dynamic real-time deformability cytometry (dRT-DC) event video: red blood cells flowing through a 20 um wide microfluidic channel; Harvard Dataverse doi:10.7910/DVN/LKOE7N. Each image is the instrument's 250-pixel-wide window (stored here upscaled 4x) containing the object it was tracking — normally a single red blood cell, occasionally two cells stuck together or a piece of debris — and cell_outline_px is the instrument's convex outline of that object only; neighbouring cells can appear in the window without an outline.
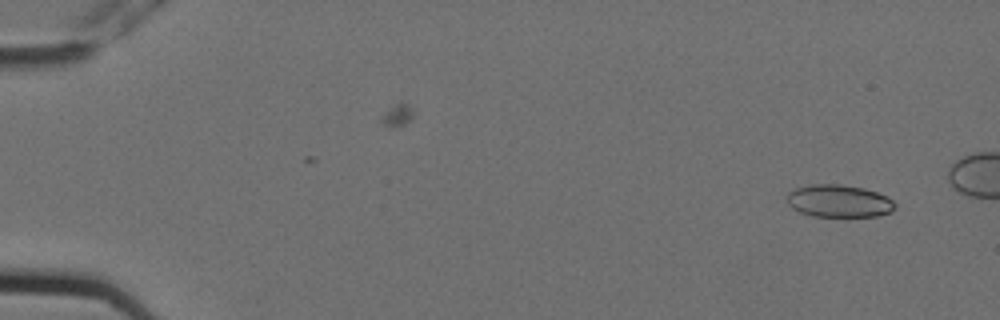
{"species": "Egyptian fruit bat (a non-hibernating species)", "species_latin": "Rousettus aegyptiacus", "temperature_condition": "cold", "stored_images_in_passage": 6, "camera_frame_rate_fps": 3000, "um_per_image_px": 0.085, "animal": {"sex": "female"}, "frame": {"image": 1, "passage_image": 1, "time_ms": 0.0, "image_size_px": [1000, 320], "cell_outline_px": [[896, 208], [892, 212], [876, 216], [812, 216], [800, 212], [792, 208], [788, 204], [788, 192], [796, 188], [812, 184], [840, 184], [864, 188], [876, 192], [892, 200], [896, 204]], "centroid_in_image_um": [71.32, 17.09], "position_along_channel_um": 13.7, "area_um2": 20.4}}
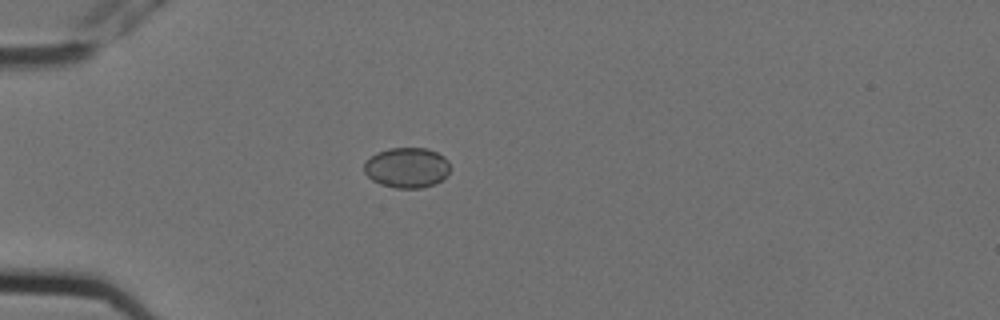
{"frame": {"image": 2, "passage_image": 6, "time_ms": 1.667, "image_size_px": [1000, 320], "cell_outline_px": [[448, 176], [432, 184], [420, 188], [396, 188], [380, 184], [372, 180], [364, 172], [364, 164], [376, 152], [388, 148], [428, 148], [444, 156], [448, 160]], "centroid_in_image_um": [34.58, 14.24], "position_along_channel_um": 50.4, "area_um2": 20.11}}